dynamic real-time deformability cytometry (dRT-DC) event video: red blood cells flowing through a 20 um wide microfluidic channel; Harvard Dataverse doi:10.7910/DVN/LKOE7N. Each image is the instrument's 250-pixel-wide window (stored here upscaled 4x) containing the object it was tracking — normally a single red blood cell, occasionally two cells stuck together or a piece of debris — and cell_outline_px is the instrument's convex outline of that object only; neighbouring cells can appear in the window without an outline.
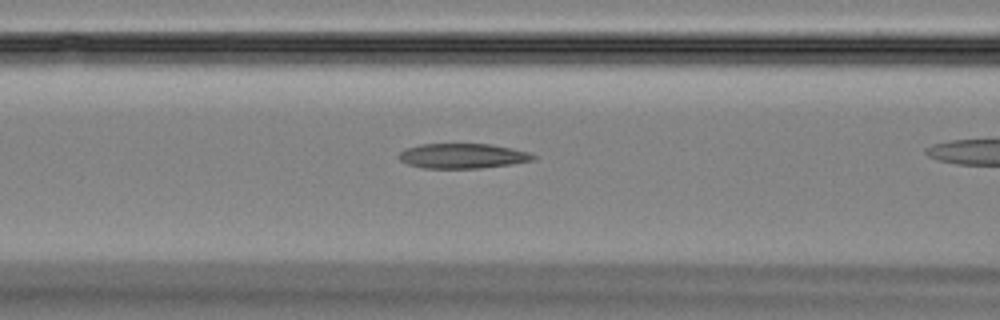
{"species": "Egyptian fruit bat (a non-hibernating species)", "species_latin": "Rousettus aegyptiacus", "temperature_condition": "room temperature", "stored_images_in_passage": 35, "camera_frame_rate_fps": 3000, "um_per_image_px": 0.085, "animal": {"sex": "female"}, "frame": {"image": 1, "passage_image": 16, "time_ms": 5.0, "image_size_px": [1000, 320], "cell_outline_px": [[536, 160], [512, 164], [480, 168], [424, 168], [408, 164], [400, 160], [396, 156], [404, 148], [420, 144], [488, 144], [528, 152], [536, 156]], "centroid_in_image_um": [39.28, 13.26], "position_along_channel_um": 127.3, "area_um2": 19.48}}
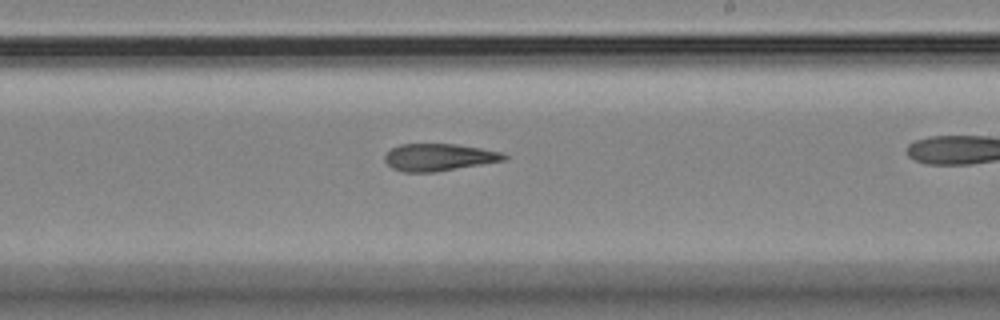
{"frame": {"image": 2, "passage_image": 25, "time_ms": 8.0, "image_size_px": [1000, 320], "cell_outline_px": [[508, 156], [504, 160], [436, 172], [404, 172], [392, 168], [384, 160], [384, 156], [392, 148], [400, 144], [456, 144], [504, 152]], "centroid_in_image_um": [37.3, 13.36], "position_along_channel_um": 251.7, "area_um2": 18.84}}
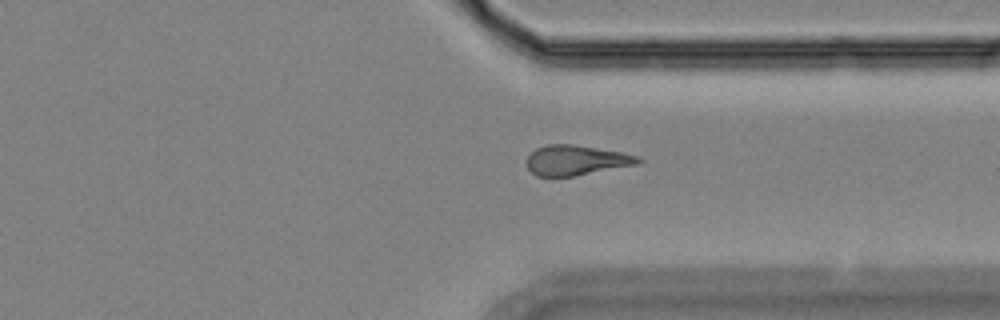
{"frame": {"image": 3, "passage_image": 33, "time_ms": 10.667, "image_size_px": [1000, 320], "cell_outline_px": [[644, 160], [636, 164], [572, 176], [536, 176], [528, 168], [528, 156], [536, 148], [548, 144], [572, 144], [620, 152], [640, 156]], "centroid_in_image_um": [48.97, 13.61], "position_along_channel_um": 362.4, "area_um2": 19.13}}